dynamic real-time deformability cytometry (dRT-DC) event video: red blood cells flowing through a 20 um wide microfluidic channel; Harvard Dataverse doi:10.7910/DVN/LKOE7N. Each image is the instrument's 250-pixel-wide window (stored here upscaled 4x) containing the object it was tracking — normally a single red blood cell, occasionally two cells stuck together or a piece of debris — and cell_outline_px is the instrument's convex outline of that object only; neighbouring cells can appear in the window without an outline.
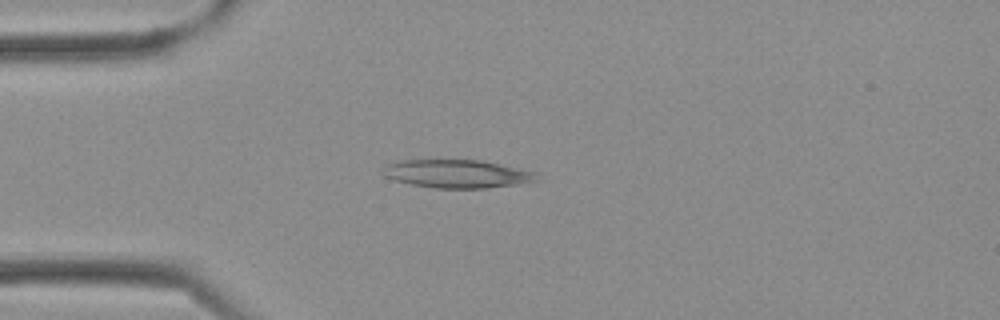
{"species": "Egyptian fruit bat (a non-hibernating species)", "species_latin": "Rousettus aegyptiacus", "temperature_condition": "cold", "stored_images_in_passage": 28, "camera_frame_rate_fps": 3000, "um_per_image_px": 0.085, "frame": {"image": 1, "passage_image": 1, "time_ms": 0.0, "image_size_px": [1000, 320], "cell_outline_px": [[540, 172], [536, 180], [520, 184], [488, 188], [436, 188], [412, 184], [396, 180], [384, 176], [380, 172], [384, 164], [396, 160], [480, 160]], "centroid_in_image_um": [38.84, 14.76], "position_along_channel_um": 46.2, "area_um2": 25.55}}
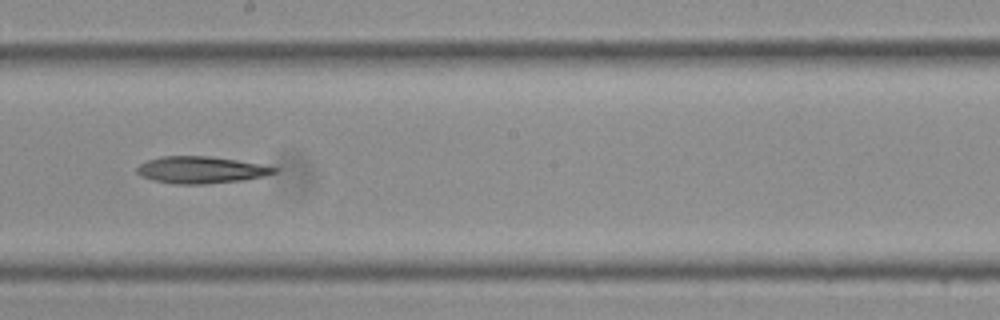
{"frame": {"image": 2, "passage_image": 12, "time_ms": 3.667, "image_size_px": [1000, 320], "cell_outline_px": [[280, 168], [276, 172], [264, 176], [244, 180], [204, 184], [176, 184], [152, 180], [140, 176], [136, 172], [136, 168], [140, 164], [148, 160], [160, 156], [212, 156], [260, 164]], "centroid_in_image_um": [17.07, 14.44], "position_along_channel_um": 231.1, "area_um2": 21.62}}
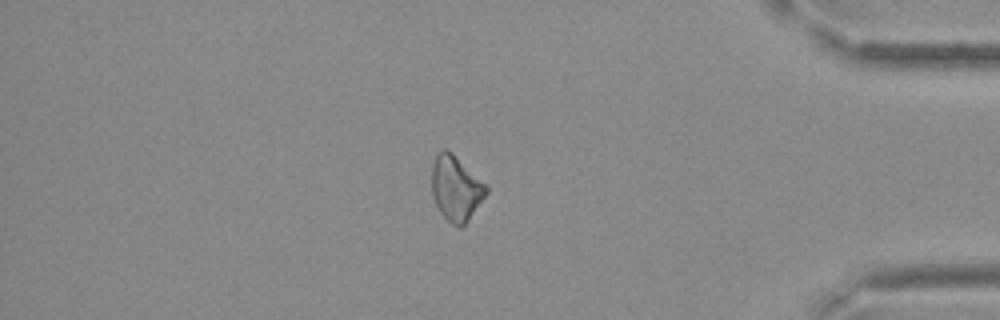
{"frame": {"image": 3, "passage_image": 23, "time_ms": 7.333, "image_size_px": [1000, 320], "cell_outline_px": [[488, 192], [468, 220], [460, 228], [452, 224], [440, 212], [432, 196], [432, 164], [440, 148], [444, 148], [452, 152], [488, 184]], "centroid_in_image_um": [38.77, 15.97], "position_along_channel_um": 396.4, "area_um2": 20.81}}